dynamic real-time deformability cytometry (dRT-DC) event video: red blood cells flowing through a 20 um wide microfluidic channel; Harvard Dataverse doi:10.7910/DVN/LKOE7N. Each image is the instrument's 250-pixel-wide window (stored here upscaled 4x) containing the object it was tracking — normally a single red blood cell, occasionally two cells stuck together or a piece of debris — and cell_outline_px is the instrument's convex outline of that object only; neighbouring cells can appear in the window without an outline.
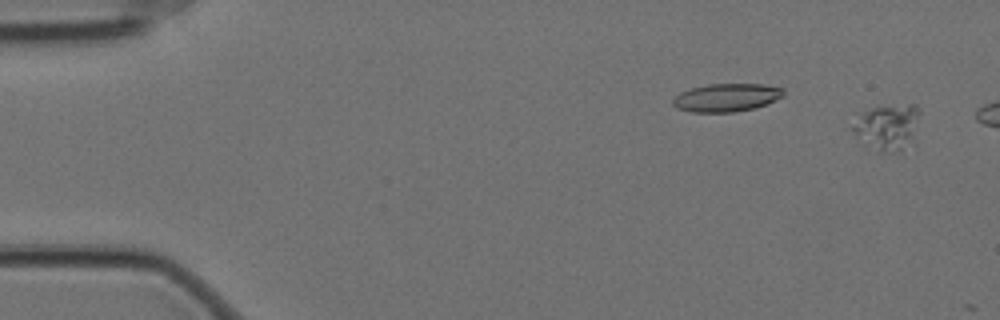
{"species": "Egyptian fruit bat (a non-hibernating species)", "species_latin": "Rousettus aegyptiacus", "temperature_condition": "cold", "stored_images_in_passage": 6, "camera_frame_rate_fps": 3000, "um_per_image_px": 0.085, "animal": {"sex": "female"}, "frame": {"image": 1, "passage_image": 3, "time_ms": 0.667, "image_size_px": [1000, 320], "cell_outline_px": [[920, 112], [912, 144], [900, 152], [880, 152], [864, 144], [856, 136], [852, 128], [856, 112], [872, 108], [908, 104], [916, 104], [920, 108]], "centroid_in_image_um": [75.42, 10.8], "position_along_channel_um": 9.6, "area_um2": 18.38}}